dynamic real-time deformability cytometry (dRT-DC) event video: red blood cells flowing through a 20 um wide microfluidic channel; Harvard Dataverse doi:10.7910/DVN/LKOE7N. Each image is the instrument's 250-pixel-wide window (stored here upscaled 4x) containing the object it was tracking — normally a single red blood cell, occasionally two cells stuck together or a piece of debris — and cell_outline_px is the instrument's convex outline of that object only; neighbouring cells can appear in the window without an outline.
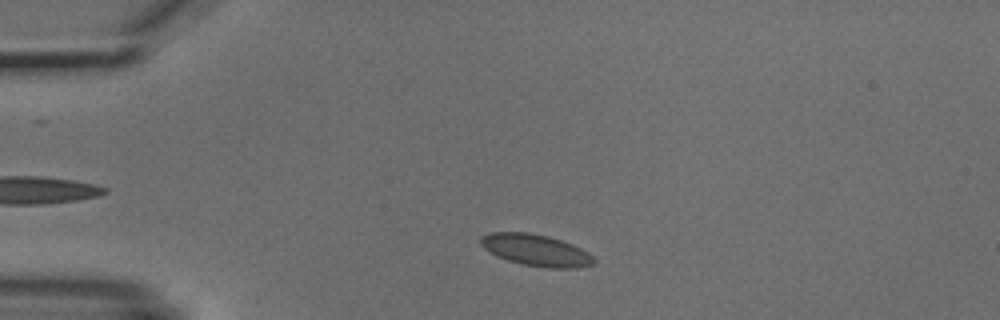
{"species": "common noctule bat (a hibernating species)", "species_latin": "Nyctalus noctula", "temperature_condition": "cold", "stored_images_in_passage": 3, "camera_frame_rate_fps": 3000, "um_per_image_px": 0.085, "animal": {"sex": "male", "body_mass_g": 18.8}, "frame": {"image": 1, "passage_image": 1, "time_ms": 0.0, "image_size_px": [1000, 320], "cell_outline_px": [[596, 264], [580, 268], [548, 268], [520, 264], [496, 256], [484, 248], [480, 244], [480, 236], [492, 232], [528, 232], [548, 236], [560, 240], [580, 248], [588, 252], [596, 260]], "centroid_in_image_um": [45.56, 21.27], "position_along_channel_um": 39.4, "area_um2": 20.98}}
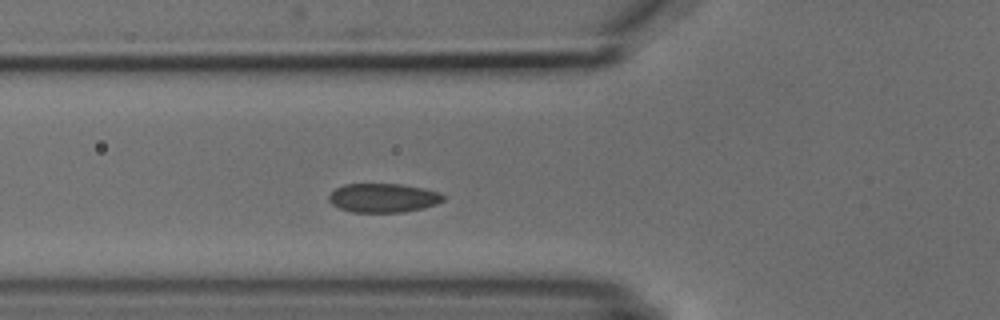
{"frame": {"image": 2, "passage_image": 3, "time_ms": 2.333, "image_size_px": [1000, 320], "cell_outline_px": [[444, 200], [436, 204], [424, 208], [400, 212], [352, 212], [340, 208], [332, 204], [328, 200], [328, 196], [336, 188], [344, 184], [400, 184], [424, 188], [440, 192], [444, 196]], "centroid_in_image_um": [32.58, 16.82], "position_along_channel_um": 93.2, "area_um2": 19.31}}